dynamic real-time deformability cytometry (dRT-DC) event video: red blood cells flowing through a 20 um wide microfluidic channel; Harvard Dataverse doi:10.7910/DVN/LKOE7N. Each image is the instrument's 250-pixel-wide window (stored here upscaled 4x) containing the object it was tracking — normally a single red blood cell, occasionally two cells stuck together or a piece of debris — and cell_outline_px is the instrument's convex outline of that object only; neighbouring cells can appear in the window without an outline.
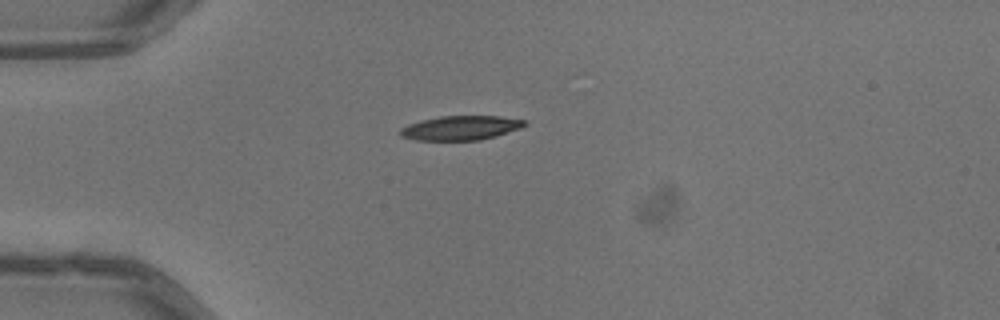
{"species": "common noctule bat (a hibernating species)", "species_latin": "Nyctalus noctula", "temperature_condition": "warm", "stored_images_in_passage": 31, "camera_frame_rate_fps": 3000, "um_per_image_px": 0.085, "animal": {"sex": "male", "body_mass_g": 13.3}, "frame": {"image": 1, "passage_image": 1, "time_ms": 0.0, "image_size_px": [1000, 320], "cell_outline_px": [[528, 124], [520, 128], [496, 136], [480, 140], [416, 140], [400, 136], [400, 128], [408, 124], [420, 120], [440, 116], [500, 116], [524, 120]], "centroid_in_image_um": [39.14, 10.87], "position_along_channel_um": 45.9, "area_um2": 17.63}}
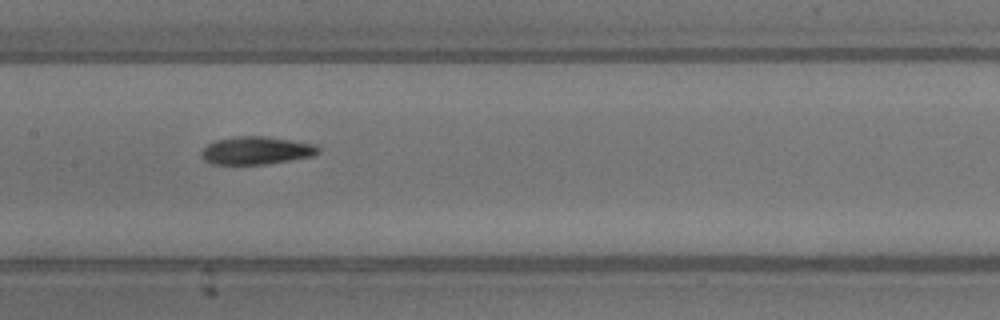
{"frame": {"image": 2, "passage_image": 13, "time_ms": 4.0, "image_size_px": [1000, 320], "cell_outline_px": [[320, 152], [312, 156], [268, 164], [212, 164], [204, 160], [200, 156], [200, 152], [208, 144], [216, 140], [236, 136], [264, 136], [316, 144], [320, 148]], "centroid_in_image_um": [21.78, 12.79], "position_along_channel_um": 185.6, "area_um2": 19.02}}
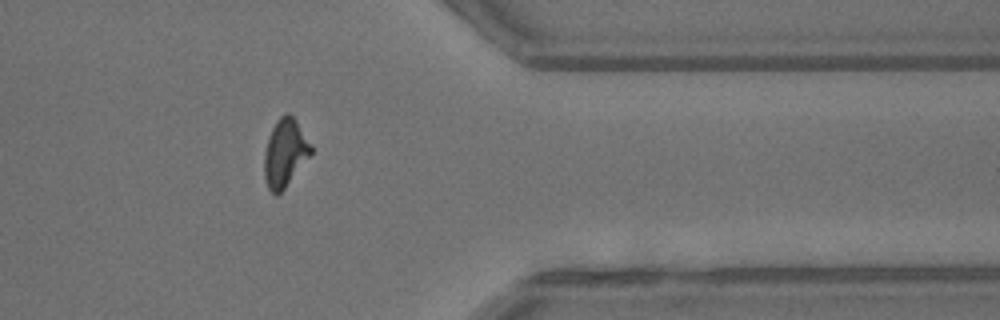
{"frame": {"image": 3, "passage_image": 29, "time_ms": 9.333, "image_size_px": [1000, 320], "cell_outline_px": [[312, 152], [284, 188], [276, 196], [268, 188], [264, 176], [264, 152], [272, 128], [276, 120], [280, 116], [288, 112], [296, 120], [312, 148]], "centroid_in_image_um": [24.19, 12.99], "position_along_channel_um": 387.2, "area_um2": 17.98}, "authors_computed_cell_mechanics": {"area_um2": 19.0162, "velocity_mm_per_s": 4.0485, "shape_relaxation_time_tau1_ms": 5.1501, "shape_relaxation_time_tau2_ms": 4.9516, "deformation_change_tau1": 0.1997, "deformation_change_tau2": 0.1155}}